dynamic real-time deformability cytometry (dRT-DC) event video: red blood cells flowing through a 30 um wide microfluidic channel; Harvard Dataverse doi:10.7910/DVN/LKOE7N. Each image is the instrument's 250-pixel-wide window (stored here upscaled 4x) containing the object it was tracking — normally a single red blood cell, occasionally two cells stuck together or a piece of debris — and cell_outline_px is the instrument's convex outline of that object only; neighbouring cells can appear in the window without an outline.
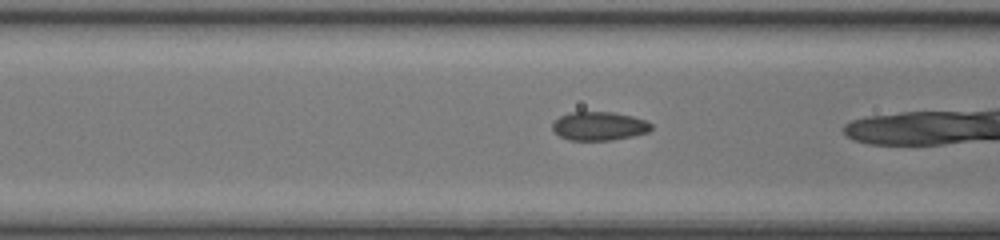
{"species": "common noctule bat (a hibernating species)", "species_latin": "Nyctalus noctula", "temperature_condition": "room temperature", "stored_images_in_passage": 18, "camera_frame_rate_fps": 3000, "um_per_image_px": 0.085, "animal": {"sex": "female", "body_mass_g": 17.0, "forearm_length_mm": 48.0}, "frame": {"image": 1, "passage_image": 14, "time_ms": 4.333, "image_size_px": [1000, 240], "cell_outline_px": [[652, 128], [648, 132], [632, 136], [612, 140], [568, 140], [560, 136], [552, 128], [552, 124], [560, 116], [568, 112], [612, 112], [632, 116], [644, 120], [652, 124]], "centroid_in_image_um": [50.92, 10.71], "position_along_channel_um": 115.7, "area_um2": 16.42}}
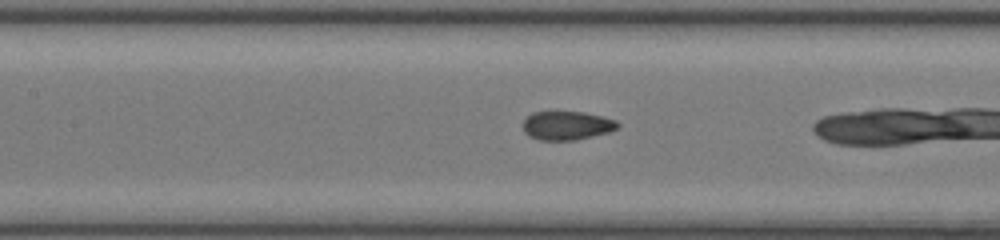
{"frame": {"image": 2, "passage_image": 17, "time_ms": 5.333, "image_size_px": [1000, 240], "cell_outline_px": [[620, 124], [616, 128], [608, 132], [576, 140], [540, 140], [528, 136], [524, 132], [524, 120], [532, 112], [584, 112], [616, 120]], "centroid_in_image_um": [48.17, 10.67], "position_along_channel_um": 159.2, "area_um2": 15.72}}